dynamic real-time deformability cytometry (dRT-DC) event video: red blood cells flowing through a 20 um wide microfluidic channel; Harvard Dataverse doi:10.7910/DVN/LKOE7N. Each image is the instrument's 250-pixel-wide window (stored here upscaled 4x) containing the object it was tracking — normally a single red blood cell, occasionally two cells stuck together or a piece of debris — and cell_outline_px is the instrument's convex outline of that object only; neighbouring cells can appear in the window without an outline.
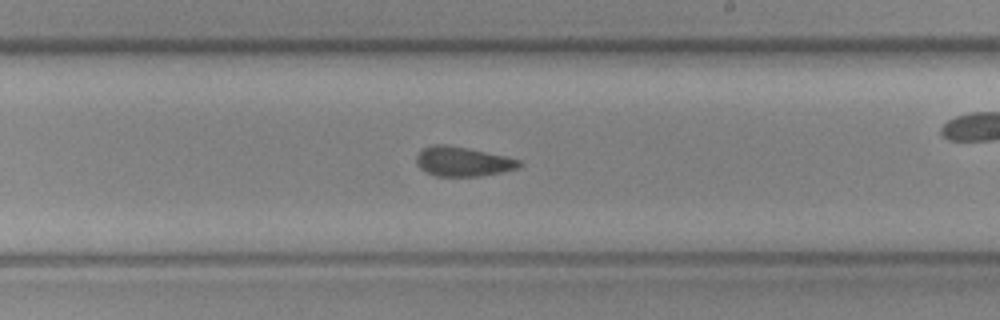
{"species": "common noctule bat (a hibernating species)", "species_latin": "Nyctalus noctula", "temperature_condition": "cold", "stored_images_in_passage": 49, "camera_frame_rate_fps": 3000, "um_per_image_px": 0.085, "animal": {"sex": "female", "body_mass_g": 19.3, "forearm_length_mm": 54.1}, "frame": {"image": 1, "passage_image": 27, "time_ms": 8.667, "image_size_px": [1000, 320], "cell_outline_px": [[524, 164], [520, 168], [500, 172], [476, 176], [436, 176], [420, 168], [416, 164], [416, 156], [424, 148], [432, 144], [444, 144], [468, 148], [504, 156], [520, 160]], "centroid_in_image_um": [39.34, 13.72], "position_along_channel_um": 249.7, "area_um2": 17.57}}
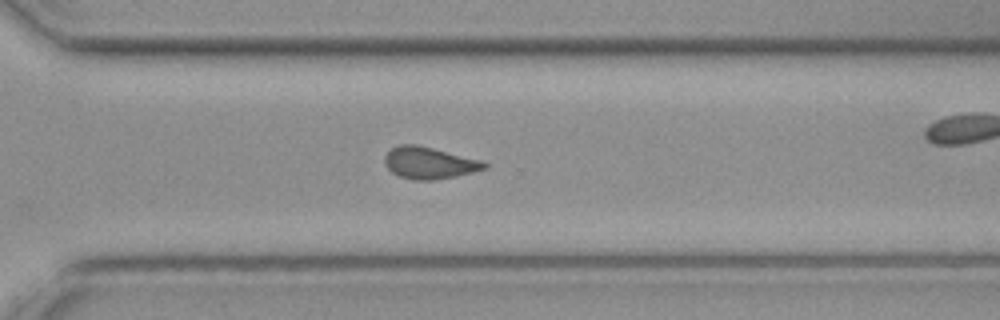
{"frame": {"image": 2, "passage_image": 33, "time_ms": 10.667, "image_size_px": [1000, 320], "cell_outline_px": [[488, 168], [456, 176], [428, 180], [416, 180], [400, 176], [392, 172], [384, 164], [384, 156], [392, 148], [400, 144], [416, 144], [484, 160], [488, 164]], "centroid_in_image_um": [36.51, 13.83], "position_along_channel_um": 334.1, "area_um2": 18.5}}